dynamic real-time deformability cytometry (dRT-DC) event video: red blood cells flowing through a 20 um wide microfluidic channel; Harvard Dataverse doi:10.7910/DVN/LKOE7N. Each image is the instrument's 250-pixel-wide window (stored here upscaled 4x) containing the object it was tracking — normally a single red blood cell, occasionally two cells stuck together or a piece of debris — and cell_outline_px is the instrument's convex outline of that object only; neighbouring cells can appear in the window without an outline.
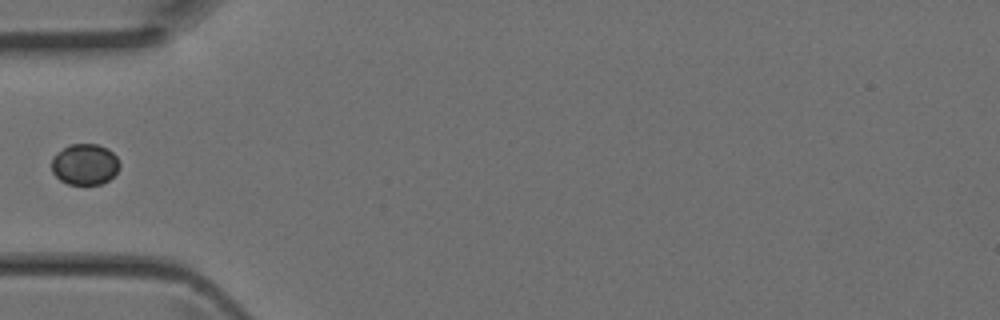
{"species": "Egyptian fruit bat (a non-hibernating species)", "species_latin": "Rousettus aegyptiacus", "temperature_condition": "room temperature", "stored_images_in_passage": 30, "camera_frame_rate_fps": 3000, "um_per_image_px": 0.085, "animal": {"sex": "female"}, "frame": {"image": 1, "passage_image": 1, "time_ms": 0.0, "image_size_px": [1000, 320], "cell_outline_px": [[120, 168], [108, 180], [100, 184], [68, 184], [60, 180], [52, 172], [52, 156], [68, 144], [96, 144], [108, 148], [116, 156], [120, 164]], "centroid_in_image_um": [7.2, 13.96], "position_along_channel_um": 77.8, "area_um2": 16.3}}
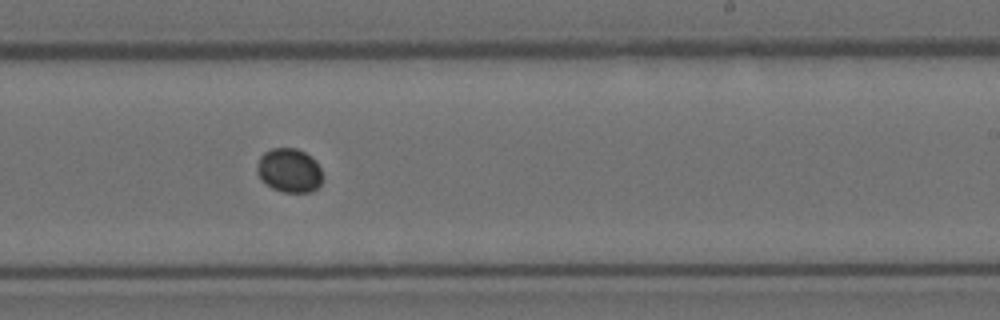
{"frame": {"image": 2, "passage_image": 13, "time_ms": 4.0, "image_size_px": [1000, 320], "cell_outline_px": [[324, 180], [312, 192], [284, 192], [272, 188], [260, 180], [256, 172], [256, 168], [260, 156], [264, 152], [272, 148], [296, 148], [304, 152], [320, 168]], "centroid_in_image_um": [24.56, 14.5], "position_along_channel_um": 264.4, "area_um2": 16.82}}
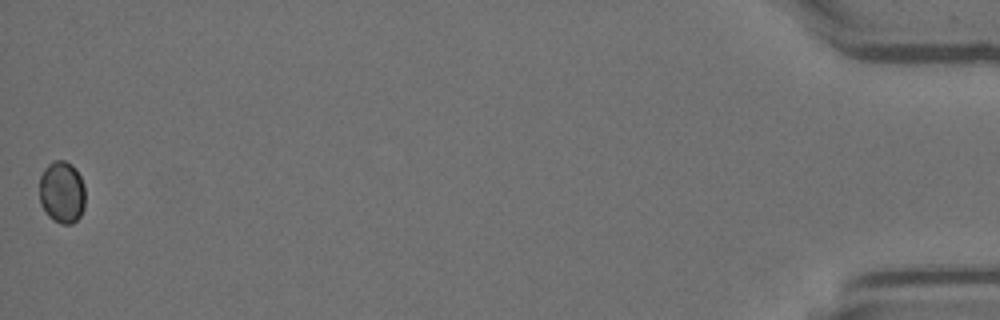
{"frame": {"image": 3, "passage_image": 30, "time_ms": 9.667, "image_size_px": [1000, 320], "cell_outline_px": [[84, 208], [80, 216], [72, 224], [60, 224], [52, 220], [48, 216], [40, 204], [40, 176], [44, 168], [48, 164], [56, 160], [64, 160], [72, 164], [76, 168], [84, 184]], "centroid_in_image_um": [5.26, 16.34], "position_along_channel_um": 429.9, "area_um2": 16.82}}